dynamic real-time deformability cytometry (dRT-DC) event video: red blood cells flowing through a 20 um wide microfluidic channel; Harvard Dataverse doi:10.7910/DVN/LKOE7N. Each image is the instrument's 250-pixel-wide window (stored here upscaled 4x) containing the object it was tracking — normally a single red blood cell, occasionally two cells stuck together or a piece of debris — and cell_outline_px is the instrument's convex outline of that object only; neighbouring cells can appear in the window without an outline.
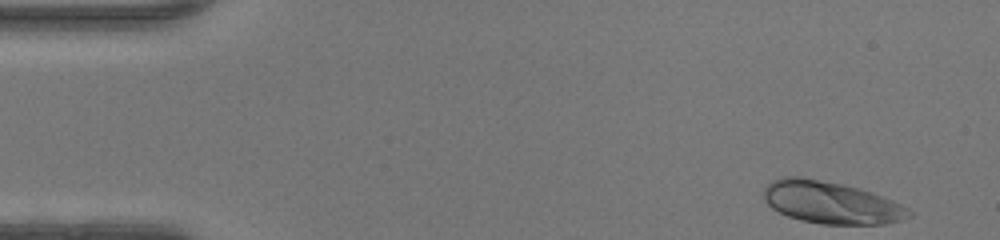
{"species": "human", "species_latin": "Homo sapiens", "temperature_condition": "warm", "stored_images_in_passage": 45, "camera_frame_rate_fps": 3000, "um_per_image_px": 0.085, "donor": {"sex": "female"}, "frame": {"image": 1, "passage_image": 1, "time_ms": 0.0, "image_size_px": [1000, 240], "cell_outline_px": [[912, 216], [900, 220], [884, 224], [820, 224], [800, 220], [788, 216], [772, 208], [764, 200], [764, 188], [772, 180], [784, 176], [796, 176], [840, 184], [860, 188], [872, 192], [892, 200], [908, 208], [912, 212]], "centroid_in_image_um": [70.64, 17.22], "position_along_channel_um": 14.4, "area_um2": 35.55}}
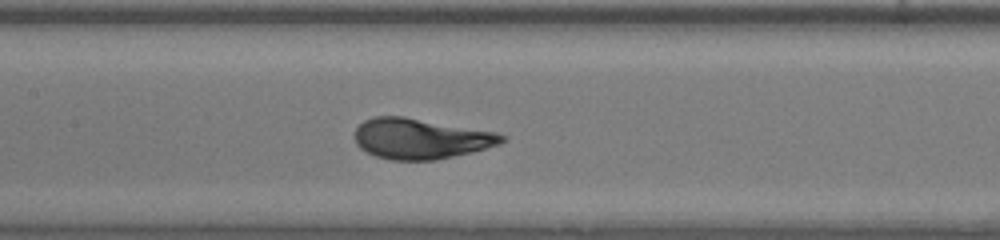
{"frame": {"image": 2, "passage_image": 20, "time_ms": 6.333, "image_size_px": [1000, 240], "cell_outline_px": [[508, 140], [500, 144], [472, 152], [436, 160], [388, 160], [376, 156], [360, 148], [356, 144], [352, 136], [356, 128], [364, 120], [376, 116], [404, 116], [496, 132], [508, 136]], "centroid_in_image_um": [35.75, 11.78], "position_along_channel_um": 171.6, "area_um2": 35.03}}
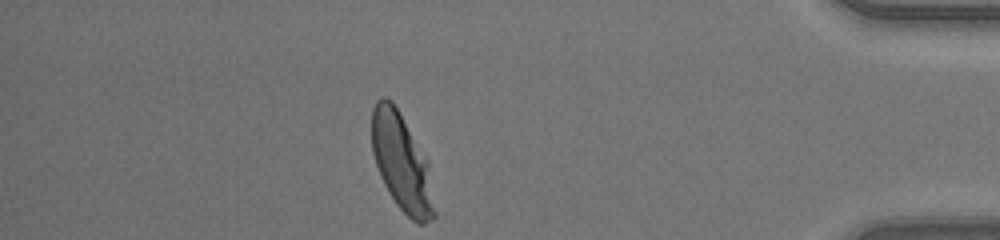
{"frame": {"image": 3, "passage_image": 39, "time_ms": 12.667, "image_size_px": [1000, 240], "cell_outline_px": [[436, 216], [432, 220], [424, 224], [416, 224], [396, 204], [388, 192], [380, 176], [372, 152], [372, 108], [376, 100], [380, 96], [384, 96], [392, 100], [428, 160], [436, 212]], "centroid_in_image_um": [34.15, 13.84], "position_along_channel_um": 401.1, "area_um2": 35.72}, "authors_computed_cell_mechanics": {"area_um2": 34.6222, "velocity_mm_per_s": 4.3448, "shape_relaxation_time_tau1_ms": 3.052, "shape_relaxation_time_tau2_ms": null, "deformation_change_tau1": 0.2271, "deformation_change_tau2": null}}